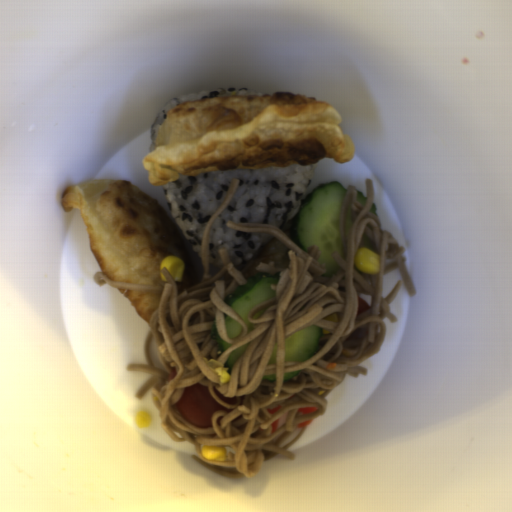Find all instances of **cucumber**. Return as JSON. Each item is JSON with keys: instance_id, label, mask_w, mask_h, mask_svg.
Segmentation results:
<instances>
[{"instance_id": "cucumber-1", "label": "cucumber", "mask_w": 512, "mask_h": 512, "mask_svg": "<svg viewBox=\"0 0 512 512\" xmlns=\"http://www.w3.org/2000/svg\"><path fill=\"white\" fill-rule=\"evenodd\" d=\"M346 190L334 180L317 185L306 195L291 222L290 236L295 244L305 252L310 246H318L317 262L324 264V278H330L341 269L333 252L343 260L346 258L340 230Z\"/></svg>"}, {"instance_id": "cucumber-2", "label": "cucumber", "mask_w": 512, "mask_h": 512, "mask_svg": "<svg viewBox=\"0 0 512 512\" xmlns=\"http://www.w3.org/2000/svg\"><path fill=\"white\" fill-rule=\"evenodd\" d=\"M280 279L279 272L261 271L225 295V304L243 319L249 333L255 329L248 320L249 315L255 307L275 297L276 291L272 290L271 286L278 284Z\"/></svg>"}, {"instance_id": "cucumber-3", "label": "cucumber", "mask_w": 512, "mask_h": 512, "mask_svg": "<svg viewBox=\"0 0 512 512\" xmlns=\"http://www.w3.org/2000/svg\"><path fill=\"white\" fill-rule=\"evenodd\" d=\"M323 328L308 326L285 339V362H302L313 357L318 351Z\"/></svg>"}, {"instance_id": "cucumber-4", "label": "cucumber", "mask_w": 512, "mask_h": 512, "mask_svg": "<svg viewBox=\"0 0 512 512\" xmlns=\"http://www.w3.org/2000/svg\"><path fill=\"white\" fill-rule=\"evenodd\" d=\"M210 336L213 340V343L216 348L217 354H223L230 346L231 343L226 342L224 339H222L217 331L216 322L215 319H213L210 327Z\"/></svg>"}, {"instance_id": "cucumber-5", "label": "cucumber", "mask_w": 512, "mask_h": 512, "mask_svg": "<svg viewBox=\"0 0 512 512\" xmlns=\"http://www.w3.org/2000/svg\"><path fill=\"white\" fill-rule=\"evenodd\" d=\"M249 344H244L233 350L227 357L224 367L231 373L236 361L243 355Z\"/></svg>"}, {"instance_id": "cucumber-6", "label": "cucumber", "mask_w": 512, "mask_h": 512, "mask_svg": "<svg viewBox=\"0 0 512 512\" xmlns=\"http://www.w3.org/2000/svg\"><path fill=\"white\" fill-rule=\"evenodd\" d=\"M225 328L228 338H235L241 334L242 328L238 322L224 313Z\"/></svg>"}, {"instance_id": "cucumber-7", "label": "cucumber", "mask_w": 512, "mask_h": 512, "mask_svg": "<svg viewBox=\"0 0 512 512\" xmlns=\"http://www.w3.org/2000/svg\"><path fill=\"white\" fill-rule=\"evenodd\" d=\"M277 351H278V343L275 342L273 345V349H272L269 361H268V365L277 363Z\"/></svg>"}, {"instance_id": "cucumber-8", "label": "cucumber", "mask_w": 512, "mask_h": 512, "mask_svg": "<svg viewBox=\"0 0 512 512\" xmlns=\"http://www.w3.org/2000/svg\"><path fill=\"white\" fill-rule=\"evenodd\" d=\"M301 370L299 371H292V372H285L283 374V383H286L288 381H290L291 379L295 378L299 373H300Z\"/></svg>"}, {"instance_id": "cucumber-9", "label": "cucumber", "mask_w": 512, "mask_h": 512, "mask_svg": "<svg viewBox=\"0 0 512 512\" xmlns=\"http://www.w3.org/2000/svg\"><path fill=\"white\" fill-rule=\"evenodd\" d=\"M262 379H263V381H269L270 383H273L276 381V375L275 374L263 375Z\"/></svg>"}]
</instances>
